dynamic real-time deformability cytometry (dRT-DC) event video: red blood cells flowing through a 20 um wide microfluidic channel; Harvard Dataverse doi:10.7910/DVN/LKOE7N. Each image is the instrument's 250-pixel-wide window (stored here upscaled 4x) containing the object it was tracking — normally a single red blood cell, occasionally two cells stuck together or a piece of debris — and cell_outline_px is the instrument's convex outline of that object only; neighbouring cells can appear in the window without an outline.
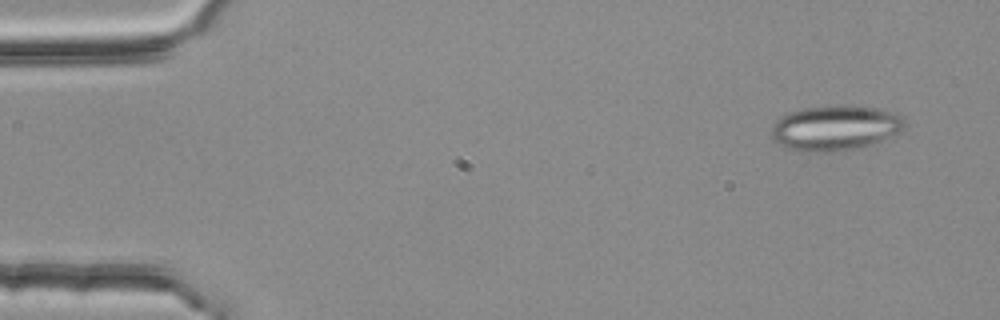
{"species": "common noctule bat (a hibernating species)", "species_latin": "Nyctalus noctula", "temperature_condition": "room temperature", "stored_images_in_passage": 4, "camera_frame_rate_fps": 3000, "um_per_image_px": 0.085, "animal": {"sex": "female", "body_mass_g": 25.1}, "frame": {"image": 1, "passage_image": 1, "time_ms": 0.0, "image_size_px": [1000, 320], "cell_outline_px": [[904, 128], [900, 132], [860, 148], [832, 152], [804, 152], [784, 148], [772, 136], [772, 128], [776, 120], [788, 112], [804, 108], [876, 108], [896, 112], [904, 116]], "centroid_in_image_um": [70.99, 10.92], "position_along_channel_um": 14.0, "area_um2": 34.28}}
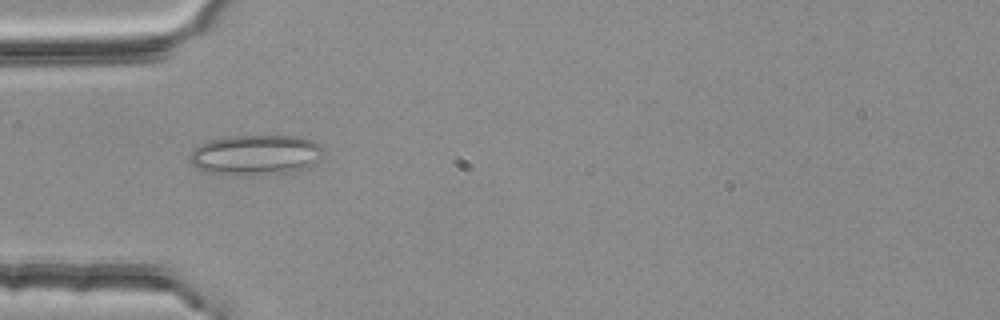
{"frame": {"image": 2, "passage_image": 3, "time_ms": 0.667, "image_size_px": [1000, 320], "cell_outline_px": [[324, 152], [320, 160], [308, 168], [288, 172], [252, 176], [204, 172], [196, 168], [188, 160], [188, 156], [200, 144], [208, 140], [228, 136], [304, 136], [320, 144]], "centroid_in_image_um": [21.76, 13.17], "position_along_channel_um": 63.2, "area_um2": 31.91}}